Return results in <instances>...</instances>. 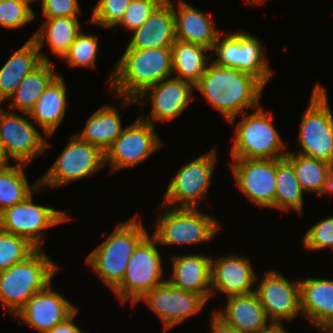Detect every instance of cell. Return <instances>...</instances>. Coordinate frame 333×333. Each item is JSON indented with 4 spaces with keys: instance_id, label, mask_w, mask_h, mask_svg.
Instances as JSON below:
<instances>
[{
    "instance_id": "obj_13",
    "label": "cell",
    "mask_w": 333,
    "mask_h": 333,
    "mask_svg": "<svg viewBox=\"0 0 333 333\" xmlns=\"http://www.w3.org/2000/svg\"><path fill=\"white\" fill-rule=\"evenodd\" d=\"M154 125L140 117L125 127L116 140L104 152V164L111 171L127 169L145 161L164 144L155 133Z\"/></svg>"
},
{
    "instance_id": "obj_21",
    "label": "cell",
    "mask_w": 333,
    "mask_h": 333,
    "mask_svg": "<svg viewBox=\"0 0 333 333\" xmlns=\"http://www.w3.org/2000/svg\"><path fill=\"white\" fill-rule=\"evenodd\" d=\"M302 316L322 332L333 330V280H299Z\"/></svg>"
},
{
    "instance_id": "obj_41",
    "label": "cell",
    "mask_w": 333,
    "mask_h": 333,
    "mask_svg": "<svg viewBox=\"0 0 333 333\" xmlns=\"http://www.w3.org/2000/svg\"><path fill=\"white\" fill-rule=\"evenodd\" d=\"M42 14L45 18L78 17V0H41Z\"/></svg>"
},
{
    "instance_id": "obj_48",
    "label": "cell",
    "mask_w": 333,
    "mask_h": 333,
    "mask_svg": "<svg viewBox=\"0 0 333 333\" xmlns=\"http://www.w3.org/2000/svg\"><path fill=\"white\" fill-rule=\"evenodd\" d=\"M22 1H26V2H28V3H34L35 1H38V0H22Z\"/></svg>"
},
{
    "instance_id": "obj_32",
    "label": "cell",
    "mask_w": 333,
    "mask_h": 333,
    "mask_svg": "<svg viewBox=\"0 0 333 333\" xmlns=\"http://www.w3.org/2000/svg\"><path fill=\"white\" fill-rule=\"evenodd\" d=\"M25 165L16 163L0 168V213L24 201L31 193L41 191L39 179L33 185L28 183Z\"/></svg>"
},
{
    "instance_id": "obj_29",
    "label": "cell",
    "mask_w": 333,
    "mask_h": 333,
    "mask_svg": "<svg viewBox=\"0 0 333 333\" xmlns=\"http://www.w3.org/2000/svg\"><path fill=\"white\" fill-rule=\"evenodd\" d=\"M120 117L116 107H101L88 118L84 129L76 136L105 152L124 129Z\"/></svg>"
},
{
    "instance_id": "obj_37",
    "label": "cell",
    "mask_w": 333,
    "mask_h": 333,
    "mask_svg": "<svg viewBox=\"0 0 333 333\" xmlns=\"http://www.w3.org/2000/svg\"><path fill=\"white\" fill-rule=\"evenodd\" d=\"M30 3L22 0H0V26L16 29L36 18Z\"/></svg>"
},
{
    "instance_id": "obj_12",
    "label": "cell",
    "mask_w": 333,
    "mask_h": 333,
    "mask_svg": "<svg viewBox=\"0 0 333 333\" xmlns=\"http://www.w3.org/2000/svg\"><path fill=\"white\" fill-rule=\"evenodd\" d=\"M32 195L0 213V229L24 237L37 249H41L44 230L70 217L62 210L34 204Z\"/></svg>"
},
{
    "instance_id": "obj_6",
    "label": "cell",
    "mask_w": 333,
    "mask_h": 333,
    "mask_svg": "<svg viewBox=\"0 0 333 333\" xmlns=\"http://www.w3.org/2000/svg\"><path fill=\"white\" fill-rule=\"evenodd\" d=\"M310 104L299 126L300 152L304 156L333 164V114L326 89L316 84Z\"/></svg>"
},
{
    "instance_id": "obj_28",
    "label": "cell",
    "mask_w": 333,
    "mask_h": 333,
    "mask_svg": "<svg viewBox=\"0 0 333 333\" xmlns=\"http://www.w3.org/2000/svg\"><path fill=\"white\" fill-rule=\"evenodd\" d=\"M40 29L32 35L38 46L42 61L50 62V59L41 54V49L47 40V45L53 54L63 58L71 44L81 32V24L78 17L45 18Z\"/></svg>"
},
{
    "instance_id": "obj_4",
    "label": "cell",
    "mask_w": 333,
    "mask_h": 333,
    "mask_svg": "<svg viewBox=\"0 0 333 333\" xmlns=\"http://www.w3.org/2000/svg\"><path fill=\"white\" fill-rule=\"evenodd\" d=\"M136 217L117 224L110 236L86 259L87 264L112 291L121 284L134 249L149 233Z\"/></svg>"
},
{
    "instance_id": "obj_27",
    "label": "cell",
    "mask_w": 333,
    "mask_h": 333,
    "mask_svg": "<svg viewBox=\"0 0 333 333\" xmlns=\"http://www.w3.org/2000/svg\"><path fill=\"white\" fill-rule=\"evenodd\" d=\"M42 62L33 38L14 52L0 69V105L8 101L23 78Z\"/></svg>"
},
{
    "instance_id": "obj_43",
    "label": "cell",
    "mask_w": 333,
    "mask_h": 333,
    "mask_svg": "<svg viewBox=\"0 0 333 333\" xmlns=\"http://www.w3.org/2000/svg\"><path fill=\"white\" fill-rule=\"evenodd\" d=\"M211 333H240L233 326L226 323L221 317L213 312L211 320Z\"/></svg>"
},
{
    "instance_id": "obj_11",
    "label": "cell",
    "mask_w": 333,
    "mask_h": 333,
    "mask_svg": "<svg viewBox=\"0 0 333 333\" xmlns=\"http://www.w3.org/2000/svg\"><path fill=\"white\" fill-rule=\"evenodd\" d=\"M217 37L211 50L215 51L217 59L211 60L217 65L236 68L259 78L265 85L273 75L265 58L263 46L258 38L245 32L226 34Z\"/></svg>"
},
{
    "instance_id": "obj_9",
    "label": "cell",
    "mask_w": 333,
    "mask_h": 333,
    "mask_svg": "<svg viewBox=\"0 0 333 333\" xmlns=\"http://www.w3.org/2000/svg\"><path fill=\"white\" fill-rule=\"evenodd\" d=\"M104 167V152L72 134L61 155L40 178L39 184L45 188H56L94 175Z\"/></svg>"
},
{
    "instance_id": "obj_15",
    "label": "cell",
    "mask_w": 333,
    "mask_h": 333,
    "mask_svg": "<svg viewBox=\"0 0 333 333\" xmlns=\"http://www.w3.org/2000/svg\"><path fill=\"white\" fill-rule=\"evenodd\" d=\"M261 279L255 293L272 324L302 315L299 280L290 281L276 270L265 272Z\"/></svg>"
},
{
    "instance_id": "obj_44",
    "label": "cell",
    "mask_w": 333,
    "mask_h": 333,
    "mask_svg": "<svg viewBox=\"0 0 333 333\" xmlns=\"http://www.w3.org/2000/svg\"><path fill=\"white\" fill-rule=\"evenodd\" d=\"M328 193H333V164L328 168L325 186L320 196Z\"/></svg>"
},
{
    "instance_id": "obj_5",
    "label": "cell",
    "mask_w": 333,
    "mask_h": 333,
    "mask_svg": "<svg viewBox=\"0 0 333 333\" xmlns=\"http://www.w3.org/2000/svg\"><path fill=\"white\" fill-rule=\"evenodd\" d=\"M271 120V113L260 106L251 114L243 113L242 120L236 124L232 159L285 158L288 151H284L286 146Z\"/></svg>"
},
{
    "instance_id": "obj_16",
    "label": "cell",
    "mask_w": 333,
    "mask_h": 333,
    "mask_svg": "<svg viewBox=\"0 0 333 333\" xmlns=\"http://www.w3.org/2000/svg\"><path fill=\"white\" fill-rule=\"evenodd\" d=\"M229 163L237 187L259 207L275 209L276 159H233Z\"/></svg>"
},
{
    "instance_id": "obj_1",
    "label": "cell",
    "mask_w": 333,
    "mask_h": 333,
    "mask_svg": "<svg viewBox=\"0 0 333 333\" xmlns=\"http://www.w3.org/2000/svg\"><path fill=\"white\" fill-rule=\"evenodd\" d=\"M209 61V66L194 89L200 91L207 102L232 125L239 113H245L246 108L255 110L259 107V99L266 85L250 73Z\"/></svg>"
},
{
    "instance_id": "obj_26",
    "label": "cell",
    "mask_w": 333,
    "mask_h": 333,
    "mask_svg": "<svg viewBox=\"0 0 333 333\" xmlns=\"http://www.w3.org/2000/svg\"><path fill=\"white\" fill-rule=\"evenodd\" d=\"M66 84L59 74L37 100L27 118L36 122L46 136H51L63 121L68 106Z\"/></svg>"
},
{
    "instance_id": "obj_10",
    "label": "cell",
    "mask_w": 333,
    "mask_h": 333,
    "mask_svg": "<svg viewBox=\"0 0 333 333\" xmlns=\"http://www.w3.org/2000/svg\"><path fill=\"white\" fill-rule=\"evenodd\" d=\"M216 159L214 148L183 165L170 181L161 205L199 209L198 200L209 193Z\"/></svg>"
},
{
    "instance_id": "obj_18",
    "label": "cell",
    "mask_w": 333,
    "mask_h": 333,
    "mask_svg": "<svg viewBox=\"0 0 333 333\" xmlns=\"http://www.w3.org/2000/svg\"><path fill=\"white\" fill-rule=\"evenodd\" d=\"M141 300L159 316L164 331L198 314L207 303L202 296L176 288L168 281L153 288Z\"/></svg>"
},
{
    "instance_id": "obj_34",
    "label": "cell",
    "mask_w": 333,
    "mask_h": 333,
    "mask_svg": "<svg viewBox=\"0 0 333 333\" xmlns=\"http://www.w3.org/2000/svg\"><path fill=\"white\" fill-rule=\"evenodd\" d=\"M285 158L293 165L301 189L320 196L331 164L291 151H288Z\"/></svg>"
},
{
    "instance_id": "obj_17",
    "label": "cell",
    "mask_w": 333,
    "mask_h": 333,
    "mask_svg": "<svg viewBox=\"0 0 333 333\" xmlns=\"http://www.w3.org/2000/svg\"><path fill=\"white\" fill-rule=\"evenodd\" d=\"M193 88L194 85L192 83L174 76L148 87L135 99L136 104L141 106L142 109L147 104V100L152 105L149 116L146 119L141 116L140 118L153 125L156 121L169 123V121L180 116L187 108L193 97Z\"/></svg>"
},
{
    "instance_id": "obj_30",
    "label": "cell",
    "mask_w": 333,
    "mask_h": 333,
    "mask_svg": "<svg viewBox=\"0 0 333 333\" xmlns=\"http://www.w3.org/2000/svg\"><path fill=\"white\" fill-rule=\"evenodd\" d=\"M55 71V64L42 61L35 69L28 73L10 96L13 98L9 108L23 113H29L45 88L59 75Z\"/></svg>"
},
{
    "instance_id": "obj_24",
    "label": "cell",
    "mask_w": 333,
    "mask_h": 333,
    "mask_svg": "<svg viewBox=\"0 0 333 333\" xmlns=\"http://www.w3.org/2000/svg\"><path fill=\"white\" fill-rule=\"evenodd\" d=\"M225 305L215 313L240 333H258L273 325L255 292L229 296Z\"/></svg>"
},
{
    "instance_id": "obj_3",
    "label": "cell",
    "mask_w": 333,
    "mask_h": 333,
    "mask_svg": "<svg viewBox=\"0 0 333 333\" xmlns=\"http://www.w3.org/2000/svg\"><path fill=\"white\" fill-rule=\"evenodd\" d=\"M58 269L44 249H36L25 260L0 272V301L14 317L35 293L51 283Z\"/></svg>"
},
{
    "instance_id": "obj_19",
    "label": "cell",
    "mask_w": 333,
    "mask_h": 333,
    "mask_svg": "<svg viewBox=\"0 0 333 333\" xmlns=\"http://www.w3.org/2000/svg\"><path fill=\"white\" fill-rule=\"evenodd\" d=\"M49 283L33 297L14 316L41 333H47L57 324L69 318L77 309L63 295L52 289Z\"/></svg>"
},
{
    "instance_id": "obj_14",
    "label": "cell",
    "mask_w": 333,
    "mask_h": 333,
    "mask_svg": "<svg viewBox=\"0 0 333 333\" xmlns=\"http://www.w3.org/2000/svg\"><path fill=\"white\" fill-rule=\"evenodd\" d=\"M33 123L0 108V140L8 160L27 165L50 146Z\"/></svg>"
},
{
    "instance_id": "obj_2",
    "label": "cell",
    "mask_w": 333,
    "mask_h": 333,
    "mask_svg": "<svg viewBox=\"0 0 333 333\" xmlns=\"http://www.w3.org/2000/svg\"><path fill=\"white\" fill-rule=\"evenodd\" d=\"M172 74L171 48H126L107 81L117 98L122 97L123 107Z\"/></svg>"
},
{
    "instance_id": "obj_42",
    "label": "cell",
    "mask_w": 333,
    "mask_h": 333,
    "mask_svg": "<svg viewBox=\"0 0 333 333\" xmlns=\"http://www.w3.org/2000/svg\"><path fill=\"white\" fill-rule=\"evenodd\" d=\"M78 309L65 321L57 324L53 329L47 333H83L76 324L73 323L74 317H76Z\"/></svg>"
},
{
    "instance_id": "obj_25",
    "label": "cell",
    "mask_w": 333,
    "mask_h": 333,
    "mask_svg": "<svg viewBox=\"0 0 333 333\" xmlns=\"http://www.w3.org/2000/svg\"><path fill=\"white\" fill-rule=\"evenodd\" d=\"M178 8L173 3L176 40L202 45L212 50L218 35L213 19L191 4L179 0Z\"/></svg>"
},
{
    "instance_id": "obj_38",
    "label": "cell",
    "mask_w": 333,
    "mask_h": 333,
    "mask_svg": "<svg viewBox=\"0 0 333 333\" xmlns=\"http://www.w3.org/2000/svg\"><path fill=\"white\" fill-rule=\"evenodd\" d=\"M133 0H99L92 13V23L104 28L116 27Z\"/></svg>"
},
{
    "instance_id": "obj_45",
    "label": "cell",
    "mask_w": 333,
    "mask_h": 333,
    "mask_svg": "<svg viewBox=\"0 0 333 333\" xmlns=\"http://www.w3.org/2000/svg\"><path fill=\"white\" fill-rule=\"evenodd\" d=\"M258 333H288L283 325L280 324H273L268 329L264 331H260Z\"/></svg>"
},
{
    "instance_id": "obj_46",
    "label": "cell",
    "mask_w": 333,
    "mask_h": 333,
    "mask_svg": "<svg viewBox=\"0 0 333 333\" xmlns=\"http://www.w3.org/2000/svg\"><path fill=\"white\" fill-rule=\"evenodd\" d=\"M9 164V160L7 159L1 140H0V168L5 167L6 165Z\"/></svg>"
},
{
    "instance_id": "obj_36",
    "label": "cell",
    "mask_w": 333,
    "mask_h": 333,
    "mask_svg": "<svg viewBox=\"0 0 333 333\" xmlns=\"http://www.w3.org/2000/svg\"><path fill=\"white\" fill-rule=\"evenodd\" d=\"M97 52L98 36L81 31L62 59L67 61L70 67H95Z\"/></svg>"
},
{
    "instance_id": "obj_40",
    "label": "cell",
    "mask_w": 333,
    "mask_h": 333,
    "mask_svg": "<svg viewBox=\"0 0 333 333\" xmlns=\"http://www.w3.org/2000/svg\"><path fill=\"white\" fill-rule=\"evenodd\" d=\"M302 243L311 251H318L326 247L333 249V216L327 217L309 228Z\"/></svg>"
},
{
    "instance_id": "obj_7",
    "label": "cell",
    "mask_w": 333,
    "mask_h": 333,
    "mask_svg": "<svg viewBox=\"0 0 333 333\" xmlns=\"http://www.w3.org/2000/svg\"><path fill=\"white\" fill-rule=\"evenodd\" d=\"M158 241L149 234L134 249L128 261L121 284L114 293L121 303L130 300L137 302L156 286L165 283L163 277L162 257L156 247Z\"/></svg>"
},
{
    "instance_id": "obj_31",
    "label": "cell",
    "mask_w": 333,
    "mask_h": 333,
    "mask_svg": "<svg viewBox=\"0 0 333 333\" xmlns=\"http://www.w3.org/2000/svg\"><path fill=\"white\" fill-rule=\"evenodd\" d=\"M205 52L211 53V50L202 45L175 40L171 46L172 72L177 74L175 78L195 85L207 68V58L213 56L209 54L207 57Z\"/></svg>"
},
{
    "instance_id": "obj_8",
    "label": "cell",
    "mask_w": 333,
    "mask_h": 333,
    "mask_svg": "<svg viewBox=\"0 0 333 333\" xmlns=\"http://www.w3.org/2000/svg\"><path fill=\"white\" fill-rule=\"evenodd\" d=\"M167 208L158 215L152 235L159 245H196L210 241L221 227L216 219L197 208Z\"/></svg>"
},
{
    "instance_id": "obj_33",
    "label": "cell",
    "mask_w": 333,
    "mask_h": 333,
    "mask_svg": "<svg viewBox=\"0 0 333 333\" xmlns=\"http://www.w3.org/2000/svg\"><path fill=\"white\" fill-rule=\"evenodd\" d=\"M275 209L292 210L302 214L303 193L298 183L293 165L286 158L276 159Z\"/></svg>"
},
{
    "instance_id": "obj_47",
    "label": "cell",
    "mask_w": 333,
    "mask_h": 333,
    "mask_svg": "<svg viewBox=\"0 0 333 333\" xmlns=\"http://www.w3.org/2000/svg\"><path fill=\"white\" fill-rule=\"evenodd\" d=\"M262 1L263 0H246V2L251 3V5L252 4H258V3H263Z\"/></svg>"
},
{
    "instance_id": "obj_22",
    "label": "cell",
    "mask_w": 333,
    "mask_h": 333,
    "mask_svg": "<svg viewBox=\"0 0 333 333\" xmlns=\"http://www.w3.org/2000/svg\"><path fill=\"white\" fill-rule=\"evenodd\" d=\"M211 257L202 254L172 256V274L167 281L174 287L211 298Z\"/></svg>"
},
{
    "instance_id": "obj_39",
    "label": "cell",
    "mask_w": 333,
    "mask_h": 333,
    "mask_svg": "<svg viewBox=\"0 0 333 333\" xmlns=\"http://www.w3.org/2000/svg\"><path fill=\"white\" fill-rule=\"evenodd\" d=\"M163 1L164 0H133L126 9L123 18L116 26L122 25L130 31L140 28Z\"/></svg>"
},
{
    "instance_id": "obj_35",
    "label": "cell",
    "mask_w": 333,
    "mask_h": 333,
    "mask_svg": "<svg viewBox=\"0 0 333 333\" xmlns=\"http://www.w3.org/2000/svg\"><path fill=\"white\" fill-rule=\"evenodd\" d=\"M36 249L26 238L0 229V272L25 260Z\"/></svg>"
},
{
    "instance_id": "obj_20",
    "label": "cell",
    "mask_w": 333,
    "mask_h": 333,
    "mask_svg": "<svg viewBox=\"0 0 333 333\" xmlns=\"http://www.w3.org/2000/svg\"><path fill=\"white\" fill-rule=\"evenodd\" d=\"M248 258L230 255L211 259V298L216 292L232 295H246L255 292L253 284L257 275Z\"/></svg>"
},
{
    "instance_id": "obj_23",
    "label": "cell",
    "mask_w": 333,
    "mask_h": 333,
    "mask_svg": "<svg viewBox=\"0 0 333 333\" xmlns=\"http://www.w3.org/2000/svg\"><path fill=\"white\" fill-rule=\"evenodd\" d=\"M133 33L126 48H171L176 40L172 1L164 0Z\"/></svg>"
}]
</instances>
